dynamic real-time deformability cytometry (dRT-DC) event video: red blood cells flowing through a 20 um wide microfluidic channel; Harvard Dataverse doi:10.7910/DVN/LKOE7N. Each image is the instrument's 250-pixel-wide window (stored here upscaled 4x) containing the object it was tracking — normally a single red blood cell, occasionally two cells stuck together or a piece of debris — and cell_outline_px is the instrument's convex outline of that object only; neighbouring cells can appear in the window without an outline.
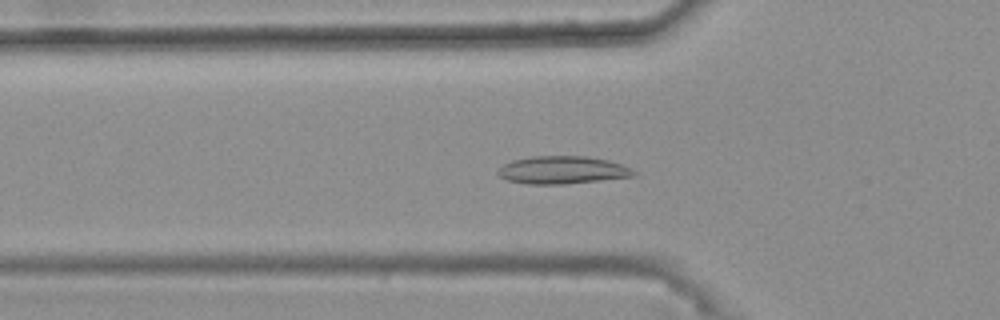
{"species": "common noctule bat (a hibernating species)", "species_latin": "Nyctalus noctula", "temperature_condition": "warm", "stored_images_in_passage": 47, "camera_frame_rate_fps": 3000, "um_per_image_px": 0.085, "animal": {"sex": "female", "body_mass_g": 25.1}, "frame": {"image": 1, "passage_image": 19, "time_ms": 6.0, "image_size_px": [1000, 320], "cell_outline_px": [[636, 176], [564, 184], [528, 184], [508, 180], [500, 176], [496, 172], [504, 164], [512, 160], [532, 156], [584, 156], [608, 160], [632, 168], [636, 172]], "centroid_in_image_um": [47.81, 14.45], "position_along_channel_um": 78.0, "area_um2": 21.85}}
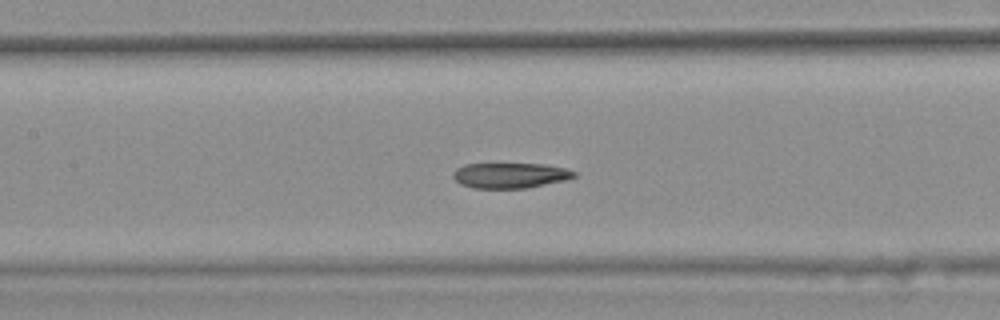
{"frame": {"image": 2, "passage_image": 26, "time_ms": 8.333, "image_size_px": [1000, 320], "cell_outline_px": [[576, 176], [568, 180], [528, 188], [472, 188], [460, 184], [452, 176], [452, 172], [456, 168], [464, 164], [544, 164], [564, 168], [576, 172]], "centroid_in_image_um": [43.36, 14.91], "position_along_channel_um": 164.0, "area_um2": 18.03}}
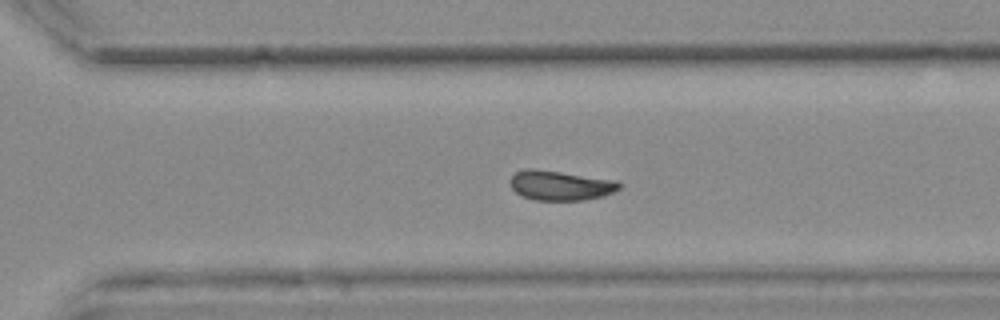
{"frame": {"image": 3, "passage_image": 39, "time_ms": 12.667, "image_size_px": [1000, 320], "cell_outline_px": [[620, 188], [604, 196], [584, 200], [536, 200], [520, 196], [508, 184], [508, 180], [516, 172], [528, 168], [532, 168], [616, 180], [620, 184]], "centroid_in_image_um": [47.58, 15.77], "position_along_channel_um": 323.0, "area_um2": 18.9}, "authors_computed_cell_mechanics": {"area_um2": 19.4786, "velocity_mm_per_s": 3.6772, "shape_relaxation_time_tau1_ms": null, "shape_relaxation_time_tau2_ms": 10.3117, "deformation_change_tau1": null, "deformation_change_tau2": 0.1102}}